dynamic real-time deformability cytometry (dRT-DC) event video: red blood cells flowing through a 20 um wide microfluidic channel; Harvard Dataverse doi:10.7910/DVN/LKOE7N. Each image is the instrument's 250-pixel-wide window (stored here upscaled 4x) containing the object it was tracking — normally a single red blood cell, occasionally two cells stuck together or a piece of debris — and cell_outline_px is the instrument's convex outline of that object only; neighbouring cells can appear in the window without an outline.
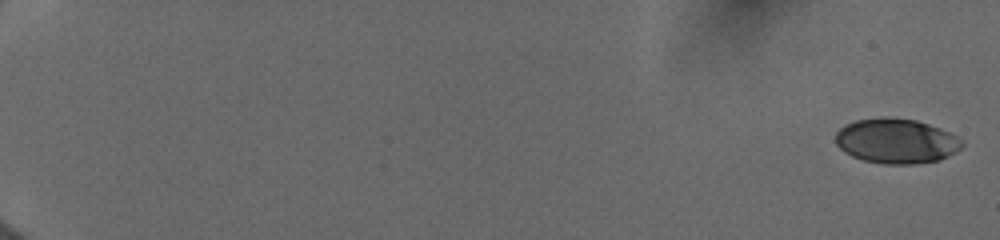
{"species": "human", "species_latin": "Homo sapiens", "temperature_condition": "cold", "stored_images_in_passage": 12, "camera_frame_rate_fps": 3000, "um_per_image_px": 0.085, "donor": {"sex": "female"}, "frame": {"image": 1, "passage_image": 1, "time_ms": 0.0, "image_size_px": [1000, 240], "cell_outline_px": [[964, 144], [960, 148], [948, 156], [940, 160], [912, 164], [884, 164], [864, 160], [852, 156], [844, 152], [836, 144], [836, 132], [844, 124], [856, 120], [880, 116], [888, 116], [916, 120], [940, 128], [956, 136]], "centroid_in_image_um": [76.15, 11.97], "position_along_channel_um": 8.9, "area_um2": 33.18}}
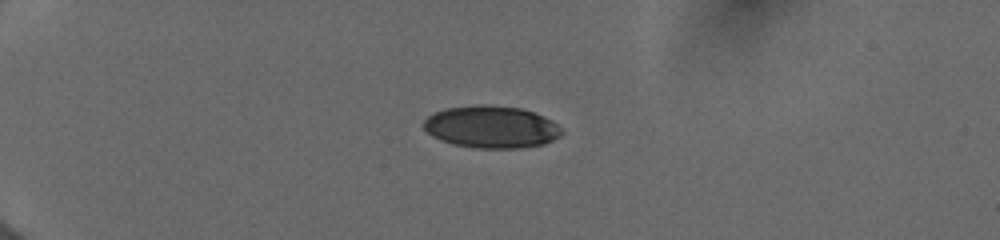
{"frame": {"image": 2, "passage_image": 9, "time_ms": 5.0, "image_size_px": [1000, 240], "cell_outline_px": [[564, 132], [560, 136], [544, 144], [520, 148], [472, 148], [452, 144], [440, 140], [432, 136], [424, 128], [424, 120], [428, 116], [436, 112], [448, 108], [480, 104], [488, 104], [520, 108], [544, 116], [552, 120]], "centroid_in_image_um": [41.77, 10.79], "position_along_channel_um": 43.2, "area_um2": 33.99}}
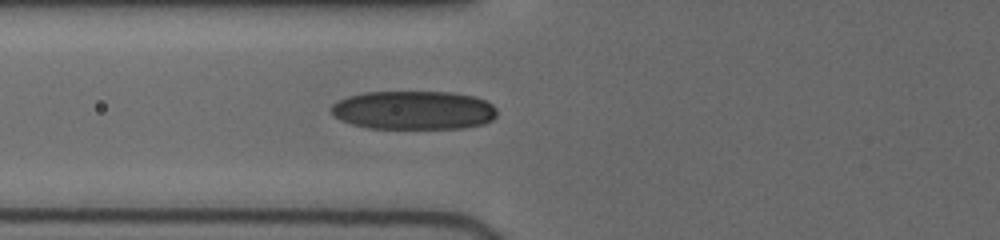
{"frame": {"image": 3, "passage_image": 12, "time_ms": 7.667, "image_size_px": [1000, 240], "cell_outline_px": [[496, 116], [492, 120], [484, 124], [464, 128], [368, 128], [352, 124], [340, 120], [332, 112], [332, 104], [348, 96], [364, 92], [452, 92], [472, 96], [484, 100], [492, 104], [496, 108]], "centroid_in_image_um": [35.18, 9.37], "position_along_channel_um": 90.6, "area_um2": 37.34}}